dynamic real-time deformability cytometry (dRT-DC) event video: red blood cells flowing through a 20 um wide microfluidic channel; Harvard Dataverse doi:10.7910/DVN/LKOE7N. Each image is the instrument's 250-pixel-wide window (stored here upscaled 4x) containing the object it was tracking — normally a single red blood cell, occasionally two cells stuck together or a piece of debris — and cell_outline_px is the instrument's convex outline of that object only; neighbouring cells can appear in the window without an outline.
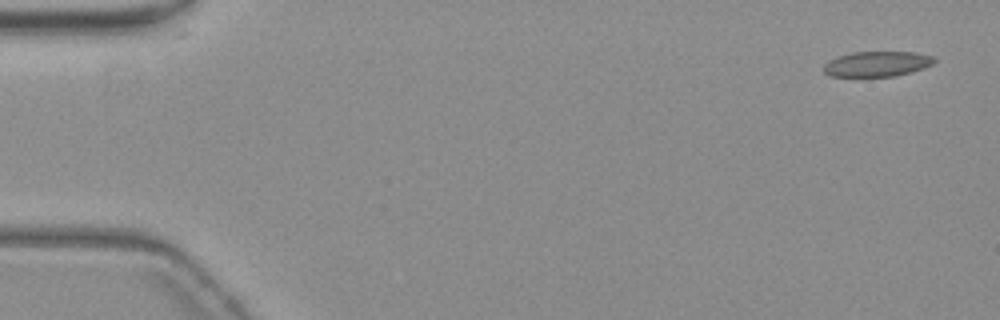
{"species": "common noctule bat (a hibernating species)", "species_latin": "Nyctalus noctula", "temperature_condition": "warm", "stored_images_in_passage": 6, "camera_frame_rate_fps": 3000, "um_per_image_px": 0.085, "animal": {"sex": "female", "body_mass_g": 19.3, "forearm_length_mm": 54.1}, "frame": {"image": 1, "passage_image": 1, "time_ms": 0.0, "image_size_px": [1000, 320], "cell_outline_px": [[936, 60], [932, 64], [924, 68], [896, 76], [832, 76], [824, 72], [824, 64], [828, 60], [836, 56], [852, 52], [916, 52], [936, 56]], "centroid_in_image_um": [74.57, 5.42], "position_along_channel_um": 10.4, "area_um2": 16.36}}
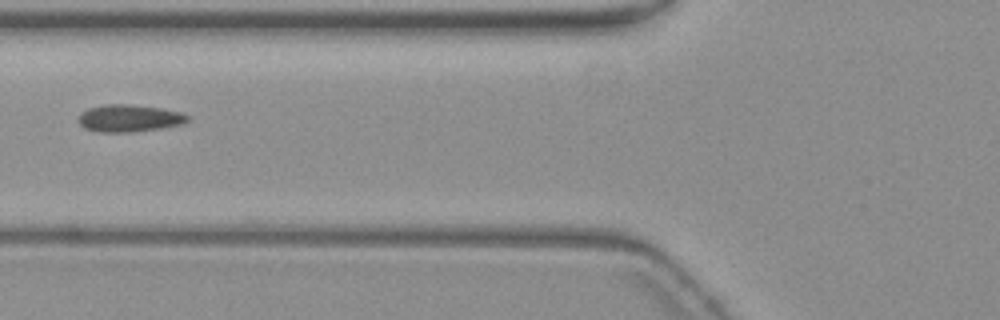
{"frame": {"image": 2, "passage_image": 6, "time_ms": 6.667, "image_size_px": [1000, 320], "cell_outline_px": [[188, 120], [184, 124], [160, 128], [132, 132], [100, 132], [84, 128], [80, 124], [80, 112], [88, 108], [108, 104], [132, 104], [160, 108], [184, 112], [188, 116]], "centroid_in_image_um": [11.01, 10.04], "position_along_channel_um": 114.8, "area_um2": 17.34}}